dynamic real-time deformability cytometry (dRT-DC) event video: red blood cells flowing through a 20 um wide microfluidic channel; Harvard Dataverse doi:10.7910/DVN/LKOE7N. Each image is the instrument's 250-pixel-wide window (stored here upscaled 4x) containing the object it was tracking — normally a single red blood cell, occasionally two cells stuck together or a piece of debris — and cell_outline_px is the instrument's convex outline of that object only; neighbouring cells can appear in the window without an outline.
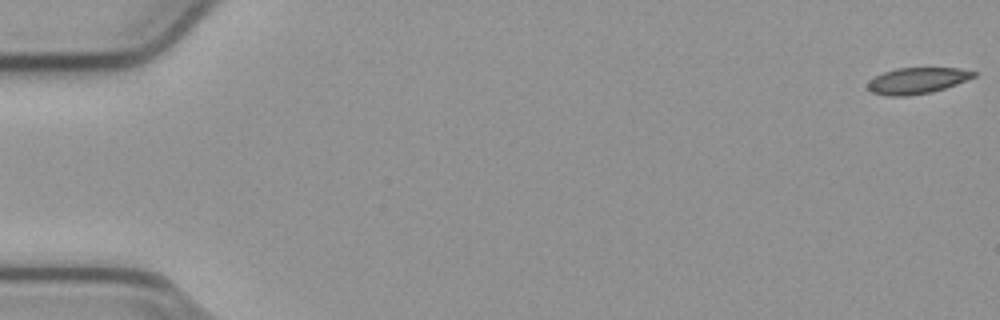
{"species": "common noctule bat (a hibernating species)", "species_latin": "Nyctalus noctula", "temperature_condition": "cold", "stored_images_in_passage": 10, "camera_frame_rate_fps": 3000, "um_per_image_px": 0.085, "animal": {"sex": "male", "body_mass_g": 23.1, "forearm_length_mm": 52.7}, "frame": {"image": 1, "passage_image": 1, "time_ms": 0.0, "image_size_px": [1000, 320], "cell_outline_px": [[976, 76], [956, 84], [932, 92], [908, 96], [888, 96], [872, 92], [868, 88], [868, 80], [884, 72], [896, 68], [960, 68], [976, 72]], "centroid_in_image_um": [77.95, 6.85], "position_along_channel_um": 7.1, "area_um2": 16.07}}